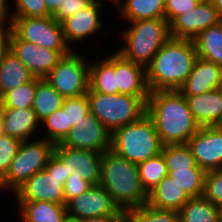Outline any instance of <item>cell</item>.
I'll return each mask as SVG.
<instances>
[{"instance_id":"48","label":"cell","mask_w":222,"mask_h":222,"mask_svg":"<svg viewBox=\"0 0 222 222\" xmlns=\"http://www.w3.org/2000/svg\"><path fill=\"white\" fill-rule=\"evenodd\" d=\"M211 2L222 20V0H211Z\"/></svg>"},{"instance_id":"16","label":"cell","mask_w":222,"mask_h":222,"mask_svg":"<svg viewBox=\"0 0 222 222\" xmlns=\"http://www.w3.org/2000/svg\"><path fill=\"white\" fill-rule=\"evenodd\" d=\"M12 195L16 201H42L66 205L64 185L45 169L32 175Z\"/></svg>"},{"instance_id":"3","label":"cell","mask_w":222,"mask_h":222,"mask_svg":"<svg viewBox=\"0 0 222 222\" xmlns=\"http://www.w3.org/2000/svg\"><path fill=\"white\" fill-rule=\"evenodd\" d=\"M99 184L124 213L147 204L148 194L142 188L137 164L112 150L102 154Z\"/></svg>"},{"instance_id":"17","label":"cell","mask_w":222,"mask_h":222,"mask_svg":"<svg viewBox=\"0 0 222 222\" xmlns=\"http://www.w3.org/2000/svg\"><path fill=\"white\" fill-rule=\"evenodd\" d=\"M107 3H112V0H106ZM105 0H94L89 6L81 9L78 13H75L71 17L66 18L61 24L63 27L64 38L70 48L71 42L77 43L83 41V39L93 36L95 33H99L102 30L103 21L100 18L101 9Z\"/></svg>"},{"instance_id":"6","label":"cell","mask_w":222,"mask_h":222,"mask_svg":"<svg viewBox=\"0 0 222 222\" xmlns=\"http://www.w3.org/2000/svg\"><path fill=\"white\" fill-rule=\"evenodd\" d=\"M90 112L112 134L116 129L139 120L146 114L148 96L105 94L88 89Z\"/></svg>"},{"instance_id":"29","label":"cell","mask_w":222,"mask_h":222,"mask_svg":"<svg viewBox=\"0 0 222 222\" xmlns=\"http://www.w3.org/2000/svg\"><path fill=\"white\" fill-rule=\"evenodd\" d=\"M64 99L45 79L37 78V91L32 109L40 122L62 108Z\"/></svg>"},{"instance_id":"15","label":"cell","mask_w":222,"mask_h":222,"mask_svg":"<svg viewBox=\"0 0 222 222\" xmlns=\"http://www.w3.org/2000/svg\"><path fill=\"white\" fill-rule=\"evenodd\" d=\"M102 154L91 150L73 149L55 144L53 155L69 169L70 175H78L92 185H99Z\"/></svg>"},{"instance_id":"9","label":"cell","mask_w":222,"mask_h":222,"mask_svg":"<svg viewBox=\"0 0 222 222\" xmlns=\"http://www.w3.org/2000/svg\"><path fill=\"white\" fill-rule=\"evenodd\" d=\"M79 52L63 56L44 78L64 98L86 94L89 89V64Z\"/></svg>"},{"instance_id":"11","label":"cell","mask_w":222,"mask_h":222,"mask_svg":"<svg viewBox=\"0 0 222 222\" xmlns=\"http://www.w3.org/2000/svg\"><path fill=\"white\" fill-rule=\"evenodd\" d=\"M59 144L73 149L105 153L111 150V133L90 112L80 122V125L72 127Z\"/></svg>"},{"instance_id":"38","label":"cell","mask_w":222,"mask_h":222,"mask_svg":"<svg viewBox=\"0 0 222 222\" xmlns=\"http://www.w3.org/2000/svg\"><path fill=\"white\" fill-rule=\"evenodd\" d=\"M21 143L8 135L0 137V180L7 174Z\"/></svg>"},{"instance_id":"25","label":"cell","mask_w":222,"mask_h":222,"mask_svg":"<svg viewBox=\"0 0 222 222\" xmlns=\"http://www.w3.org/2000/svg\"><path fill=\"white\" fill-rule=\"evenodd\" d=\"M34 78L31 71L9 51L0 62V98L6 92Z\"/></svg>"},{"instance_id":"19","label":"cell","mask_w":222,"mask_h":222,"mask_svg":"<svg viewBox=\"0 0 222 222\" xmlns=\"http://www.w3.org/2000/svg\"><path fill=\"white\" fill-rule=\"evenodd\" d=\"M115 74L118 93L132 96H148L150 90L146 81V67L124 59L115 52Z\"/></svg>"},{"instance_id":"34","label":"cell","mask_w":222,"mask_h":222,"mask_svg":"<svg viewBox=\"0 0 222 222\" xmlns=\"http://www.w3.org/2000/svg\"><path fill=\"white\" fill-rule=\"evenodd\" d=\"M124 222H180L178 211L159 210L145 204L140 208L127 212Z\"/></svg>"},{"instance_id":"4","label":"cell","mask_w":222,"mask_h":222,"mask_svg":"<svg viewBox=\"0 0 222 222\" xmlns=\"http://www.w3.org/2000/svg\"><path fill=\"white\" fill-rule=\"evenodd\" d=\"M121 31L125 46L116 50L124 59L146 67L170 38L169 23L165 18L141 19L129 23Z\"/></svg>"},{"instance_id":"31","label":"cell","mask_w":222,"mask_h":222,"mask_svg":"<svg viewBox=\"0 0 222 222\" xmlns=\"http://www.w3.org/2000/svg\"><path fill=\"white\" fill-rule=\"evenodd\" d=\"M168 175L190 198L203 196L206 171L202 168L173 169Z\"/></svg>"},{"instance_id":"23","label":"cell","mask_w":222,"mask_h":222,"mask_svg":"<svg viewBox=\"0 0 222 222\" xmlns=\"http://www.w3.org/2000/svg\"><path fill=\"white\" fill-rule=\"evenodd\" d=\"M120 16L128 21L165 18V0H112ZM118 6V7H117Z\"/></svg>"},{"instance_id":"40","label":"cell","mask_w":222,"mask_h":222,"mask_svg":"<svg viewBox=\"0 0 222 222\" xmlns=\"http://www.w3.org/2000/svg\"><path fill=\"white\" fill-rule=\"evenodd\" d=\"M201 0H165V19L169 25L179 16L198 6Z\"/></svg>"},{"instance_id":"21","label":"cell","mask_w":222,"mask_h":222,"mask_svg":"<svg viewBox=\"0 0 222 222\" xmlns=\"http://www.w3.org/2000/svg\"><path fill=\"white\" fill-rule=\"evenodd\" d=\"M3 113L5 135L23 142L40 128V121L32 108L1 109ZM38 126V127H37Z\"/></svg>"},{"instance_id":"47","label":"cell","mask_w":222,"mask_h":222,"mask_svg":"<svg viewBox=\"0 0 222 222\" xmlns=\"http://www.w3.org/2000/svg\"><path fill=\"white\" fill-rule=\"evenodd\" d=\"M123 217H92L84 219L83 222H122Z\"/></svg>"},{"instance_id":"39","label":"cell","mask_w":222,"mask_h":222,"mask_svg":"<svg viewBox=\"0 0 222 222\" xmlns=\"http://www.w3.org/2000/svg\"><path fill=\"white\" fill-rule=\"evenodd\" d=\"M15 11L10 17H47L51 16L46 9L44 0H13Z\"/></svg>"},{"instance_id":"10","label":"cell","mask_w":222,"mask_h":222,"mask_svg":"<svg viewBox=\"0 0 222 222\" xmlns=\"http://www.w3.org/2000/svg\"><path fill=\"white\" fill-rule=\"evenodd\" d=\"M65 206L68 214L83 220L92 217H124L125 214L100 184L70 199Z\"/></svg>"},{"instance_id":"45","label":"cell","mask_w":222,"mask_h":222,"mask_svg":"<svg viewBox=\"0 0 222 222\" xmlns=\"http://www.w3.org/2000/svg\"><path fill=\"white\" fill-rule=\"evenodd\" d=\"M8 0H0V25H11V17L8 12L9 10V4L7 2Z\"/></svg>"},{"instance_id":"37","label":"cell","mask_w":222,"mask_h":222,"mask_svg":"<svg viewBox=\"0 0 222 222\" xmlns=\"http://www.w3.org/2000/svg\"><path fill=\"white\" fill-rule=\"evenodd\" d=\"M203 196L222 210V169L206 171Z\"/></svg>"},{"instance_id":"44","label":"cell","mask_w":222,"mask_h":222,"mask_svg":"<svg viewBox=\"0 0 222 222\" xmlns=\"http://www.w3.org/2000/svg\"><path fill=\"white\" fill-rule=\"evenodd\" d=\"M11 25H0V62L10 51Z\"/></svg>"},{"instance_id":"36","label":"cell","mask_w":222,"mask_h":222,"mask_svg":"<svg viewBox=\"0 0 222 222\" xmlns=\"http://www.w3.org/2000/svg\"><path fill=\"white\" fill-rule=\"evenodd\" d=\"M62 108L67 112L69 132L73 126L80 125L84 117L90 113L87 94L65 98Z\"/></svg>"},{"instance_id":"24","label":"cell","mask_w":222,"mask_h":222,"mask_svg":"<svg viewBox=\"0 0 222 222\" xmlns=\"http://www.w3.org/2000/svg\"><path fill=\"white\" fill-rule=\"evenodd\" d=\"M102 61L93 60L89 64V89L105 93L117 94L115 74V52Z\"/></svg>"},{"instance_id":"27","label":"cell","mask_w":222,"mask_h":222,"mask_svg":"<svg viewBox=\"0 0 222 222\" xmlns=\"http://www.w3.org/2000/svg\"><path fill=\"white\" fill-rule=\"evenodd\" d=\"M178 212L180 222H222V210L204 196L190 198Z\"/></svg>"},{"instance_id":"32","label":"cell","mask_w":222,"mask_h":222,"mask_svg":"<svg viewBox=\"0 0 222 222\" xmlns=\"http://www.w3.org/2000/svg\"><path fill=\"white\" fill-rule=\"evenodd\" d=\"M37 91V77L6 92L0 98V109L32 108Z\"/></svg>"},{"instance_id":"41","label":"cell","mask_w":222,"mask_h":222,"mask_svg":"<svg viewBox=\"0 0 222 222\" xmlns=\"http://www.w3.org/2000/svg\"><path fill=\"white\" fill-rule=\"evenodd\" d=\"M93 1L94 0H64L52 17L59 23H62L66 18L86 8Z\"/></svg>"},{"instance_id":"43","label":"cell","mask_w":222,"mask_h":222,"mask_svg":"<svg viewBox=\"0 0 222 222\" xmlns=\"http://www.w3.org/2000/svg\"><path fill=\"white\" fill-rule=\"evenodd\" d=\"M49 175H53L61 180L64 185L69 177V169L63 165L54 155H52L44 168Z\"/></svg>"},{"instance_id":"49","label":"cell","mask_w":222,"mask_h":222,"mask_svg":"<svg viewBox=\"0 0 222 222\" xmlns=\"http://www.w3.org/2000/svg\"><path fill=\"white\" fill-rule=\"evenodd\" d=\"M62 222H83V219H80L78 217H74L68 213L64 216Z\"/></svg>"},{"instance_id":"20","label":"cell","mask_w":222,"mask_h":222,"mask_svg":"<svg viewBox=\"0 0 222 222\" xmlns=\"http://www.w3.org/2000/svg\"><path fill=\"white\" fill-rule=\"evenodd\" d=\"M185 98L194 120L200 127L222 126V88Z\"/></svg>"},{"instance_id":"8","label":"cell","mask_w":222,"mask_h":222,"mask_svg":"<svg viewBox=\"0 0 222 222\" xmlns=\"http://www.w3.org/2000/svg\"><path fill=\"white\" fill-rule=\"evenodd\" d=\"M12 32L21 40L57 52H72L67 44L62 24L52 16L11 17Z\"/></svg>"},{"instance_id":"14","label":"cell","mask_w":222,"mask_h":222,"mask_svg":"<svg viewBox=\"0 0 222 222\" xmlns=\"http://www.w3.org/2000/svg\"><path fill=\"white\" fill-rule=\"evenodd\" d=\"M221 20L211 0H201L194 9L179 15L170 25V37L190 39L205 29L217 25Z\"/></svg>"},{"instance_id":"5","label":"cell","mask_w":222,"mask_h":222,"mask_svg":"<svg viewBox=\"0 0 222 222\" xmlns=\"http://www.w3.org/2000/svg\"><path fill=\"white\" fill-rule=\"evenodd\" d=\"M162 147L154 123L147 114L111 134V150L136 164L159 155Z\"/></svg>"},{"instance_id":"46","label":"cell","mask_w":222,"mask_h":222,"mask_svg":"<svg viewBox=\"0 0 222 222\" xmlns=\"http://www.w3.org/2000/svg\"><path fill=\"white\" fill-rule=\"evenodd\" d=\"M63 1L64 0H44L46 9L51 16L57 11L60 5H62Z\"/></svg>"},{"instance_id":"35","label":"cell","mask_w":222,"mask_h":222,"mask_svg":"<svg viewBox=\"0 0 222 222\" xmlns=\"http://www.w3.org/2000/svg\"><path fill=\"white\" fill-rule=\"evenodd\" d=\"M40 124L45 128L41 137L54 144L60 143L68 134L67 112L63 108L58 109L46 117Z\"/></svg>"},{"instance_id":"42","label":"cell","mask_w":222,"mask_h":222,"mask_svg":"<svg viewBox=\"0 0 222 222\" xmlns=\"http://www.w3.org/2000/svg\"><path fill=\"white\" fill-rule=\"evenodd\" d=\"M93 185L87 180L79 178L78 175H70L64 184V196L67 203L70 199L81 196Z\"/></svg>"},{"instance_id":"12","label":"cell","mask_w":222,"mask_h":222,"mask_svg":"<svg viewBox=\"0 0 222 222\" xmlns=\"http://www.w3.org/2000/svg\"><path fill=\"white\" fill-rule=\"evenodd\" d=\"M10 51L37 77L44 79L63 56L71 52H57L37 47L34 43L19 39L13 32L10 38Z\"/></svg>"},{"instance_id":"33","label":"cell","mask_w":222,"mask_h":222,"mask_svg":"<svg viewBox=\"0 0 222 222\" xmlns=\"http://www.w3.org/2000/svg\"><path fill=\"white\" fill-rule=\"evenodd\" d=\"M161 153L168 172H173V169L200 168L187 144L164 145Z\"/></svg>"},{"instance_id":"1","label":"cell","mask_w":222,"mask_h":222,"mask_svg":"<svg viewBox=\"0 0 222 222\" xmlns=\"http://www.w3.org/2000/svg\"><path fill=\"white\" fill-rule=\"evenodd\" d=\"M146 114L152 119L163 146L186 144L200 128L179 90L150 91Z\"/></svg>"},{"instance_id":"13","label":"cell","mask_w":222,"mask_h":222,"mask_svg":"<svg viewBox=\"0 0 222 222\" xmlns=\"http://www.w3.org/2000/svg\"><path fill=\"white\" fill-rule=\"evenodd\" d=\"M186 144L200 168L222 169V126L200 127Z\"/></svg>"},{"instance_id":"28","label":"cell","mask_w":222,"mask_h":222,"mask_svg":"<svg viewBox=\"0 0 222 222\" xmlns=\"http://www.w3.org/2000/svg\"><path fill=\"white\" fill-rule=\"evenodd\" d=\"M193 42L198 57L222 67V21L200 32Z\"/></svg>"},{"instance_id":"18","label":"cell","mask_w":222,"mask_h":222,"mask_svg":"<svg viewBox=\"0 0 222 222\" xmlns=\"http://www.w3.org/2000/svg\"><path fill=\"white\" fill-rule=\"evenodd\" d=\"M217 88H222V67L197 57L191 73L178 90L184 96H193Z\"/></svg>"},{"instance_id":"30","label":"cell","mask_w":222,"mask_h":222,"mask_svg":"<svg viewBox=\"0 0 222 222\" xmlns=\"http://www.w3.org/2000/svg\"><path fill=\"white\" fill-rule=\"evenodd\" d=\"M142 188L150 193L167 175L168 170L162 153L137 164Z\"/></svg>"},{"instance_id":"2","label":"cell","mask_w":222,"mask_h":222,"mask_svg":"<svg viewBox=\"0 0 222 222\" xmlns=\"http://www.w3.org/2000/svg\"><path fill=\"white\" fill-rule=\"evenodd\" d=\"M197 57L193 40L170 37L146 66L149 90H178L191 73Z\"/></svg>"},{"instance_id":"22","label":"cell","mask_w":222,"mask_h":222,"mask_svg":"<svg viewBox=\"0 0 222 222\" xmlns=\"http://www.w3.org/2000/svg\"><path fill=\"white\" fill-rule=\"evenodd\" d=\"M189 199L183 189L167 175L148 193L147 205L159 210L179 211Z\"/></svg>"},{"instance_id":"50","label":"cell","mask_w":222,"mask_h":222,"mask_svg":"<svg viewBox=\"0 0 222 222\" xmlns=\"http://www.w3.org/2000/svg\"><path fill=\"white\" fill-rule=\"evenodd\" d=\"M3 135H5L4 121H3V113L2 110L0 109V137H2Z\"/></svg>"},{"instance_id":"26","label":"cell","mask_w":222,"mask_h":222,"mask_svg":"<svg viewBox=\"0 0 222 222\" xmlns=\"http://www.w3.org/2000/svg\"><path fill=\"white\" fill-rule=\"evenodd\" d=\"M22 222H62L66 206L53 202L17 201Z\"/></svg>"},{"instance_id":"7","label":"cell","mask_w":222,"mask_h":222,"mask_svg":"<svg viewBox=\"0 0 222 222\" xmlns=\"http://www.w3.org/2000/svg\"><path fill=\"white\" fill-rule=\"evenodd\" d=\"M32 141V142H31ZM23 141L7 174L0 180V191L12 189L15 192L35 173L44 170L53 155L55 144L39 137Z\"/></svg>"}]
</instances>
